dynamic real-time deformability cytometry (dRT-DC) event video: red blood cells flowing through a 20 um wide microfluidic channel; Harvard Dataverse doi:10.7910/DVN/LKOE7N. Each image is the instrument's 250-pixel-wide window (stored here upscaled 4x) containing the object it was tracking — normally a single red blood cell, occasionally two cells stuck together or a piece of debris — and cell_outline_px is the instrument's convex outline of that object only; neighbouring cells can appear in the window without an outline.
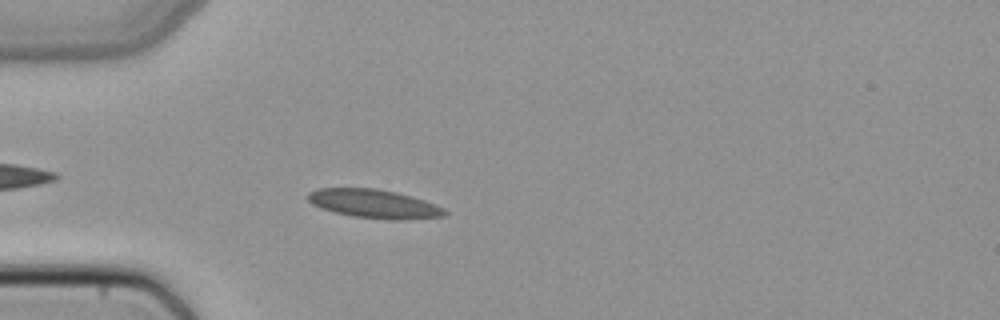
{"species": "common noctule bat (a hibernating species)", "species_latin": "Nyctalus noctula", "temperature_condition": "cold", "stored_images_in_passage": 50, "camera_frame_rate_fps": 3000, "um_per_image_px": 0.085, "animal": {"sex": "female", "body_mass_g": 22.7, "forearm_length_mm": 54.2}, "frame": {"image": 1, "passage_image": 15, "time_ms": 4.667, "image_size_px": [1000, 320], "cell_outline_px": [[448, 212], [444, 216], [408, 220], [392, 220], [352, 216], [320, 208], [312, 204], [308, 200], [308, 192], [316, 188], [376, 188], [396, 192], [412, 196], [424, 200], [444, 208]], "centroid_in_image_um": [31.8, 17.32], "position_along_channel_um": 53.2, "area_um2": 23.0}}
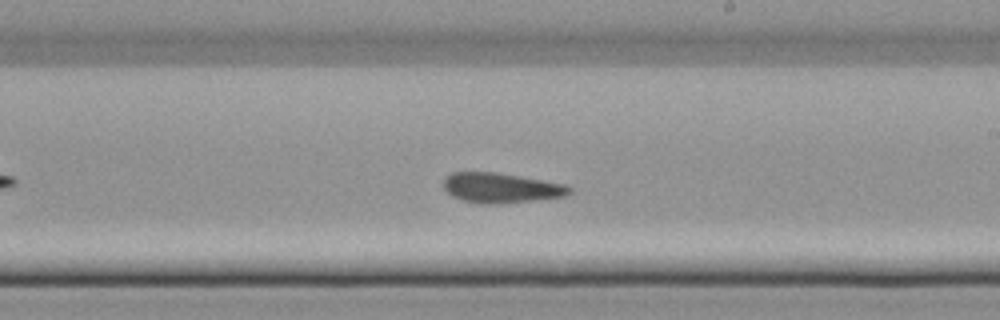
{"frame": {"image": 2, "passage_image": 30, "time_ms": 9.667, "image_size_px": [1000, 320], "cell_outline_px": [[572, 192], [564, 196], [532, 200], [496, 204], [484, 204], [464, 200], [452, 196], [444, 188], [444, 176], [452, 172], [496, 172], [520, 176], [564, 184], [572, 188]], "centroid_in_image_um": [42.56, 15.96], "position_along_channel_um": 246.4, "area_um2": 21.79}}
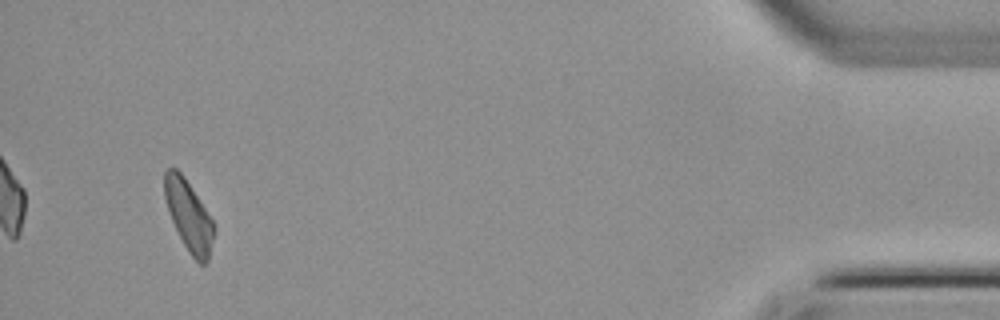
{"frame": {"image": 3, "passage_image": 48, "time_ms": 15.667, "image_size_px": [1000, 320], "cell_outline_px": [[216, 232], [208, 260], [204, 264], [200, 264], [188, 252], [172, 220], [164, 196], [164, 172], [168, 168], [176, 168], [184, 176], [212, 220], [216, 228]], "centroid_in_image_um": [16.06, 18.35], "position_along_channel_um": 419.1, "area_um2": 20.0}}